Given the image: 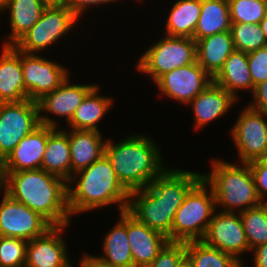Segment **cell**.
Wrapping results in <instances>:
<instances>
[{
  "instance_id": "cell-1",
  "label": "cell",
  "mask_w": 267,
  "mask_h": 267,
  "mask_svg": "<svg viewBox=\"0 0 267 267\" xmlns=\"http://www.w3.org/2000/svg\"><path fill=\"white\" fill-rule=\"evenodd\" d=\"M202 174L168 166L147 187L130 192L127 211L171 242L175 213Z\"/></svg>"
},
{
  "instance_id": "cell-2",
  "label": "cell",
  "mask_w": 267,
  "mask_h": 267,
  "mask_svg": "<svg viewBox=\"0 0 267 267\" xmlns=\"http://www.w3.org/2000/svg\"><path fill=\"white\" fill-rule=\"evenodd\" d=\"M67 183L43 169L0 172V188L13 200L39 213L52 226L71 225Z\"/></svg>"
},
{
  "instance_id": "cell-3",
  "label": "cell",
  "mask_w": 267,
  "mask_h": 267,
  "mask_svg": "<svg viewBox=\"0 0 267 267\" xmlns=\"http://www.w3.org/2000/svg\"><path fill=\"white\" fill-rule=\"evenodd\" d=\"M67 182L70 216L101 207L108 208L110 204L118 205L119 212L128 208L130 192L118 180L105 154L73 174Z\"/></svg>"
},
{
  "instance_id": "cell-4",
  "label": "cell",
  "mask_w": 267,
  "mask_h": 267,
  "mask_svg": "<svg viewBox=\"0 0 267 267\" xmlns=\"http://www.w3.org/2000/svg\"><path fill=\"white\" fill-rule=\"evenodd\" d=\"M104 154L118 180L129 192L147 187L167 169L161 149L145 133L129 135L116 143L106 139Z\"/></svg>"
},
{
  "instance_id": "cell-5",
  "label": "cell",
  "mask_w": 267,
  "mask_h": 267,
  "mask_svg": "<svg viewBox=\"0 0 267 267\" xmlns=\"http://www.w3.org/2000/svg\"><path fill=\"white\" fill-rule=\"evenodd\" d=\"M211 170L202 174L211 186L216 199V209L241 213L262 204L248 163L236 165L224 159H211Z\"/></svg>"
},
{
  "instance_id": "cell-6",
  "label": "cell",
  "mask_w": 267,
  "mask_h": 267,
  "mask_svg": "<svg viewBox=\"0 0 267 267\" xmlns=\"http://www.w3.org/2000/svg\"><path fill=\"white\" fill-rule=\"evenodd\" d=\"M215 211L216 199L213 189L202 177L189 190L175 213L171 227V242L202 240Z\"/></svg>"
},
{
  "instance_id": "cell-7",
  "label": "cell",
  "mask_w": 267,
  "mask_h": 267,
  "mask_svg": "<svg viewBox=\"0 0 267 267\" xmlns=\"http://www.w3.org/2000/svg\"><path fill=\"white\" fill-rule=\"evenodd\" d=\"M196 61V41L193 38L165 35L147 47L137 61L136 69L149 74L155 83L165 73Z\"/></svg>"
},
{
  "instance_id": "cell-8",
  "label": "cell",
  "mask_w": 267,
  "mask_h": 267,
  "mask_svg": "<svg viewBox=\"0 0 267 267\" xmlns=\"http://www.w3.org/2000/svg\"><path fill=\"white\" fill-rule=\"evenodd\" d=\"M79 18L65 4L47 5L40 19L14 46L25 53L45 51L74 29Z\"/></svg>"
},
{
  "instance_id": "cell-9",
  "label": "cell",
  "mask_w": 267,
  "mask_h": 267,
  "mask_svg": "<svg viewBox=\"0 0 267 267\" xmlns=\"http://www.w3.org/2000/svg\"><path fill=\"white\" fill-rule=\"evenodd\" d=\"M40 125L37 102H0V163Z\"/></svg>"
},
{
  "instance_id": "cell-10",
  "label": "cell",
  "mask_w": 267,
  "mask_h": 267,
  "mask_svg": "<svg viewBox=\"0 0 267 267\" xmlns=\"http://www.w3.org/2000/svg\"><path fill=\"white\" fill-rule=\"evenodd\" d=\"M237 118L230 136L237 148L239 162L267 158V114L246 105Z\"/></svg>"
},
{
  "instance_id": "cell-11",
  "label": "cell",
  "mask_w": 267,
  "mask_h": 267,
  "mask_svg": "<svg viewBox=\"0 0 267 267\" xmlns=\"http://www.w3.org/2000/svg\"><path fill=\"white\" fill-rule=\"evenodd\" d=\"M21 65L25 92L28 99L35 102L51 93L70 76L64 65L37 53L21 51Z\"/></svg>"
},
{
  "instance_id": "cell-12",
  "label": "cell",
  "mask_w": 267,
  "mask_h": 267,
  "mask_svg": "<svg viewBox=\"0 0 267 267\" xmlns=\"http://www.w3.org/2000/svg\"><path fill=\"white\" fill-rule=\"evenodd\" d=\"M52 227L39 213L3 192L0 202V236L30 241L44 235Z\"/></svg>"
},
{
  "instance_id": "cell-13",
  "label": "cell",
  "mask_w": 267,
  "mask_h": 267,
  "mask_svg": "<svg viewBox=\"0 0 267 267\" xmlns=\"http://www.w3.org/2000/svg\"><path fill=\"white\" fill-rule=\"evenodd\" d=\"M215 213L211 218L202 241L233 256L243 265L241 255L251 250L248 246L240 213L219 212L218 210Z\"/></svg>"
},
{
  "instance_id": "cell-14",
  "label": "cell",
  "mask_w": 267,
  "mask_h": 267,
  "mask_svg": "<svg viewBox=\"0 0 267 267\" xmlns=\"http://www.w3.org/2000/svg\"><path fill=\"white\" fill-rule=\"evenodd\" d=\"M211 82L213 78L196 61L165 73L155 86L159 94L187 105Z\"/></svg>"
},
{
  "instance_id": "cell-15",
  "label": "cell",
  "mask_w": 267,
  "mask_h": 267,
  "mask_svg": "<svg viewBox=\"0 0 267 267\" xmlns=\"http://www.w3.org/2000/svg\"><path fill=\"white\" fill-rule=\"evenodd\" d=\"M70 83L68 76L60 86L37 101L40 124L58 128L59 122L55 118H50L48 114H53L55 117H66L65 120L68 124L83 99L97 85ZM43 112L47 115H43Z\"/></svg>"
},
{
  "instance_id": "cell-16",
  "label": "cell",
  "mask_w": 267,
  "mask_h": 267,
  "mask_svg": "<svg viewBox=\"0 0 267 267\" xmlns=\"http://www.w3.org/2000/svg\"><path fill=\"white\" fill-rule=\"evenodd\" d=\"M68 226H53L44 235L28 241L25 267H73L62 238Z\"/></svg>"
},
{
  "instance_id": "cell-17",
  "label": "cell",
  "mask_w": 267,
  "mask_h": 267,
  "mask_svg": "<svg viewBox=\"0 0 267 267\" xmlns=\"http://www.w3.org/2000/svg\"><path fill=\"white\" fill-rule=\"evenodd\" d=\"M54 129L41 124L26 135L0 163V172L41 169L48 136Z\"/></svg>"
},
{
  "instance_id": "cell-18",
  "label": "cell",
  "mask_w": 267,
  "mask_h": 267,
  "mask_svg": "<svg viewBox=\"0 0 267 267\" xmlns=\"http://www.w3.org/2000/svg\"><path fill=\"white\" fill-rule=\"evenodd\" d=\"M127 236L134 267H146L169 242L162 233L140 223L127 211Z\"/></svg>"
},
{
  "instance_id": "cell-19",
  "label": "cell",
  "mask_w": 267,
  "mask_h": 267,
  "mask_svg": "<svg viewBox=\"0 0 267 267\" xmlns=\"http://www.w3.org/2000/svg\"><path fill=\"white\" fill-rule=\"evenodd\" d=\"M236 100L223 87L211 82L201 93H199L190 103L194 115V128H204L209 122L226 115L233 107Z\"/></svg>"
},
{
  "instance_id": "cell-20",
  "label": "cell",
  "mask_w": 267,
  "mask_h": 267,
  "mask_svg": "<svg viewBox=\"0 0 267 267\" xmlns=\"http://www.w3.org/2000/svg\"><path fill=\"white\" fill-rule=\"evenodd\" d=\"M0 102H21L28 99L21 65V51L3 46L0 51Z\"/></svg>"
},
{
  "instance_id": "cell-21",
  "label": "cell",
  "mask_w": 267,
  "mask_h": 267,
  "mask_svg": "<svg viewBox=\"0 0 267 267\" xmlns=\"http://www.w3.org/2000/svg\"><path fill=\"white\" fill-rule=\"evenodd\" d=\"M63 130L68 134L70 144L71 177L104 155L106 140H103L100 131L68 128Z\"/></svg>"
},
{
  "instance_id": "cell-22",
  "label": "cell",
  "mask_w": 267,
  "mask_h": 267,
  "mask_svg": "<svg viewBox=\"0 0 267 267\" xmlns=\"http://www.w3.org/2000/svg\"><path fill=\"white\" fill-rule=\"evenodd\" d=\"M235 50L231 31L196 40V59L203 69L214 78L224 62Z\"/></svg>"
},
{
  "instance_id": "cell-23",
  "label": "cell",
  "mask_w": 267,
  "mask_h": 267,
  "mask_svg": "<svg viewBox=\"0 0 267 267\" xmlns=\"http://www.w3.org/2000/svg\"><path fill=\"white\" fill-rule=\"evenodd\" d=\"M213 82L227 90L236 100L240 90L253 94L255 86L249 70L248 53L234 50L213 78Z\"/></svg>"
},
{
  "instance_id": "cell-24",
  "label": "cell",
  "mask_w": 267,
  "mask_h": 267,
  "mask_svg": "<svg viewBox=\"0 0 267 267\" xmlns=\"http://www.w3.org/2000/svg\"><path fill=\"white\" fill-rule=\"evenodd\" d=\"M48 4L44 0H10L1 11L9 12L10 34L3 46H13L40 19Z\"/></svg>"
},
{
  "instance_id": "cell-25",
  "label": "cell",
  "mask_w": 267,
  "mask_h": 267,
  "mask_svg": "<svg viewBox=\"0 0 267 267\" xmlns=\"http://www.w3.org/2000/svg\"><path fill=\"white\" fill-rule=\"evenodd\" d=\"M118 214L120 218L103 239V255L99 257L111 267H134L127 236V210Z\"/></svg>"
},
{
  "instance_id": "cell-26",
  "label": "cell",
  "mask_w": 267,
  "mask_h": 267,
  "mask_svg": "<svg viewBox=\"0 0 267 267\" xmlns=\"http://www.w3.org/2000/svg\"><path fill=\"white\" fill-rule=\"evenodd\" d=\"M99 90L98 84L86 95L64 128L99 131L98 123L104 118L103 116L106 115L114 102L113 97L100 95Z\"/></svg>"
},
{
  "instance_id": "cell-27",
  "label": "cell",
  "mask_w": 267,
  "mask_h": 267,
  "mask_svg": "<svg viewBox=\"0 0 267 267\" xmlns=\"http://www.w3.org/2000/svg\"><path fill=\"white\" fill-rule=\"evenodd\" d=\"M61 129L55 128L49 134L41 169L68 181L71 178V150L68 134Z\"/></svg>"
},
{
  "instance_id": "cell-28",
  "label": "cell",
  "mask_w": 267,
  "mask_h": 267,
  "mask_svg": "<svg viewBox=\"0 0 267 267\" xmlns=\"http://www.w3.org/2000/svg\"><path fill=\"white\" fill-rule=\"evenodd\" d=\"M229 3L226 0H201V12L193 39L230 31Z\"/></svg>"
},
{
  "instance_id": "cell-29",
  "label": "cell",
  "mask_w": 267,
  "mask_h": 267,
  "mask_svg": "<svg viewBox=\"0 0 267 267\" xmlns=\"http://www.w3.org/2000/svg\"><path fill=\"white\" fill-rule=\"evenodd\" d=\"M201 12V0H177L165 23L168 36L193 38Z\"/></svg>"
},
{
  "instance_id": "cell-30",
  "label": "cell",
  "mask_w": 267,
  "mask_h": 267,
  "mask_svg": "<svg viewBox=\"0 0 267 267\" xmlns=\"http://www.w3.org/2000/svg\"><path fill=\"white\" fill-rule=\"evenodd\" d=\"M186 255L193 267H242L233 256L205 244L202 240L186 242Z\"/></svg>"
},
{
  "instance_id": "cell-31",
  "label": "cell",
  "mask_w": 267,
  "mask_h": 267,
  "mask_svg": "<svg viewBox=\"0 0 267 267\" xmlns=\"http://www.w3.org/2000/svg\"><path fill=\"white\" fill-rule=\"evenodd\" d=\"M249 249L267 243V203L240 213Z\"/></svg>"
},
{
  "instance_id": "cell-32",
  "label": "cell",
  "mask_w": 267,
  "mask_h": 267,
  "mask_svg": "<svg viewBox=\"0 0 267 267\" xmlns=\"http://www.w3.org/2000/svg\"><path fill=\"white\" fill-rule=\"evenodd\" d=\"M230 31L235 50L249 53L267 46L259 24L232 23Z\"/></svg>"
},
{
  "instance_id": "cell-33",
  "label": "cell",
  "mask_w": 267,
  "mask_h": 267,
  "mask_svg": "<svg viewBox=\"0 0 267 267\" xmlns=\"http://www.w3.org/2000/svg\"><path fill=\"white\" fill-rule=\"evenodd\" d=\"M231 23L260 24L267 14V0H228Z\"/></svg>"
},
{
  "instance_id": "cell-34",
  "label": "cell",
  "mask_w": 267,
  "mask_h": 267,
  "mask_svg": "<svg viewBox=\"0 0 267 267\" xmlns=\"http://www.w3.org/2000/svg\"><path fill=\"white\" fill-rule=\"evenodd\" d=\"M28 241L0 236V267H25Z\"/></svg>"
},
{
  "instance_id": "cell-35",
  "label": "cell",
  "mask_w": 267,
  "mask_h": 267,
  "mask_svg": "<svg viewBox=\"0 0 267 267\" xmlns=\"http://www.w3.org/2000/svg\"><path fill=\"white\" fill-rule=\"evenodd\" d=\"M185 254V242H168L152 263L146 267H175Z\"/></svg>"
},
{
  "instance_id": "cell-36",
  "label": "cell",
  "mask_w": 267,
  "mask_h": 267,
  "mask_svg": "<svg viewBox=\"0 0 267 267\" xmlns=\"http://www.w3.org/2000/svg\"><path fill=\"white\" fill-rule=\"evenodd\" d=\"M248 65L254 86L267 80V46L248 53Z\"/></svg>"
},
{
  "instance_id": "cell-37",
  "label": "cell",
  "mask_w": 267,
  "mask_h": 267,
  "mask_svg": "<svg viewBox=\"0 0 267 267\" xmlns=\"http://www.w3.org/2000/svg\"><path fill=\"white\" fill-rule=\"evenodd\" d=\"M248 164L254 177L258 195L262 203H267V158L253 160Z\"/></svg>"
},
{
  "instance_id": "cell-38",
  "label": "cell",
  "mask_w": 267,
  "mask_h": 267,
  "mask_svg": "<svg viewBox=\"0 0 267 267\" xmlns=\"http://www.w3.org/2000/svg\"><path fill=\"white\" fill-rule=\"evenodd\" d=\"M117 1L122 0H67L65 5L80 19L93 5L94 7H98L97 5L105 6L104 4L109 5V3Z\"/></svg>"
},
{
  "instance_id": "cell-39",
  "label": "cell",
  "mask_w": 267,
  "mask_h": 267,
  "mask_svg": "<svg viewBox=\"0 0 267 267\" xmlns=\"http://www.w3.org/2000/svg\"><path fill=\"white\" fill-rule=\"evenodd\" d=\"M252 102L248 106L252 109L267 114V80L255 86L254 92L251 95Z\"/></svg>"
},
{
  "instance_id": "cell-40",
  "label": "cell",
  "mask_w": 267,
  "mask_h": 267,
  "mask_svg": "<svg viewBox=\"0 0 267 267\" xmlns=\"http://www.w3.org/2000/svg\"><path fill=\"white\" fill-rule=\"evenodd\" d=\"M254 252L253 264L254 267H267V243L256 246L251 250ZM242 267H247L246 265H242Z\"/></svg>"
},
{
  "instance_id": "cell-41",
  "label": "cell",
  "mask_w": 267,
  "mask_h": 267,
  "mask_svg": "<svg viewBox=\"0 0 267 267\" xmlns=\"http://www.w3.org/2000/svg\"><path fill=\"white\" fill-rule=\"evenodd\" d=\"M79 267H111L99 256H94L85 253L81 260H79Z\"/></svg>"
},
{
  "instance_id": "cell-42",
  "label": "cell",
  "mask_w": 267,
  "mask_h": 267,
  "mask_svg": "<svg viewBox=\"0 0 267 267\" xmlns=\"http://www.w3.org/2000/svg\"><path fill=\"white\" fill-rule=\"evenodd\" d=\"M175 267H193L189 257L185 254L176 264Z\"/></svg>"
},
{
  "instance_id": "cell-43",
  "label": "cell",
  "mask_w": 267,
  "mask_h": 267,
  "mask_svg": "<svg viewBox=\"0 0 267 267\" xmlns=\"http://www.w3.org/2000/svg\"><path fill=\"white\" fill-rule=\"evenodd\" d=\"M260 27L262 29V31L264 32V36L265 39L267 41V14L265 15V17L260 21Z\"/></svg>"
},
{
  "instance_id": "cell-44",
  "label": "cell",
  "mask_w": 267,
  "mask_h": 267,
  "mask_svg": "<svg viewBox=\"0 0 267 267\" xmlns=\"http://www.w3.org/2000/svg\"><path fill=\"white\" fill-rule=\"evenodd\" d=\"M48 5L49 4H65L67 0H44Z\"/></svg>"
},
{
  "instance_id": "cell-45",
  "label": "cell",
  "mask_w": 267,
  "mask_h": 267,
  "mask_svg": "<svg viewBox=\"0 0 267 267\" xmlns=\"http://www.w3.org/2000/svg\"><path fill=\"white\" fill-rule=\"evenodd\" d=\"M9 2L10 0H0V12L8 5Z\"/></svg>"
}]
</instances>
